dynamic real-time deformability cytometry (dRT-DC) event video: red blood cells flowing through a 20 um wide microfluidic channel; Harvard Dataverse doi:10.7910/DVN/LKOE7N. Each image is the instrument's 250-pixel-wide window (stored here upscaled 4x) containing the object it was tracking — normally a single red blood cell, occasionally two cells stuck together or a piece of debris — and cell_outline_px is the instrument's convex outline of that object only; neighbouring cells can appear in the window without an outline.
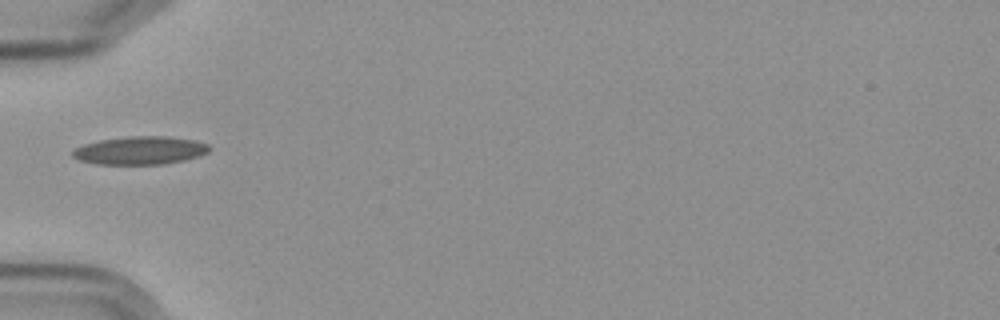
{"species": "Egyptian fruit bat (a non-hibernating species)", "species_latin": "Rousettus aegyptiacus", "temperature_condition": "cold", "stored_images_in_passage": 1, "camera_frame_rate_fps": 3000, "um_per_image_px": 0.085, "frame": {"image": 1, "passage_image": 1, "time_ms": 0.0, "image_size_px": [1000, 320], "cell_outline_px": [[212, 148], [208, 152], [200, 156], [184, 160], [164, 164], [96, 164], [80, 160], [72, 156], [72, 152], [76, 148], [84, 144], [100, 140], [128, 136], [168, 136], [196, 140], [208, 144]], "centroid_in_image_um": [11.96, 12.78], "position_along_channel_um": 73.0, "area_um2": 22.48}}